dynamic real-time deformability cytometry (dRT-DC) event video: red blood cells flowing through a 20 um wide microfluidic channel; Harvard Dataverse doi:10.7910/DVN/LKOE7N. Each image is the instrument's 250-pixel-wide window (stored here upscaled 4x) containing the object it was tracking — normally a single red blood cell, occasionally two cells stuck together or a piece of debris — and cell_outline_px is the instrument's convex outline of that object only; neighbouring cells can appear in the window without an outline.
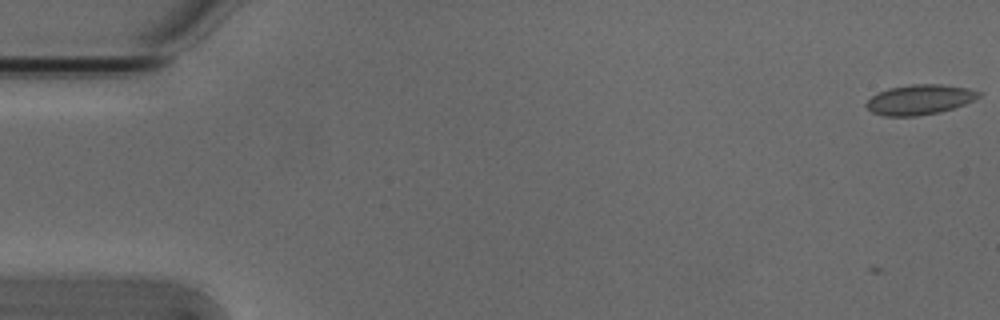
{"species": "Egyptian fruit bat (a non-hibernating species)", "species_latin": "Rousettus aegyptiacus", "temperature_condition": "cold", "stored_images_in_passage": 8, "camera_frame_rate_fps": 3000, "um_per_image_px": 0.085, "animal": {"sex": "male"}, "frame": {"image": 1, "passage_image": 2, "time_ms": 0.333, "image_size_px": [1000, 320], "cell_outline_px": [[980, 96], [964, 104], [940, 112], [916, 116], [884, 116], [872, 112], [864, 104], [872, 96], [888, 88], [912, 84], [940, 84], [968, 88], [980, 92]], "centroid_in_image_um": [78.15, 8.47], "position_along_channel_um": 6.9, "area_um2": 19.48}}